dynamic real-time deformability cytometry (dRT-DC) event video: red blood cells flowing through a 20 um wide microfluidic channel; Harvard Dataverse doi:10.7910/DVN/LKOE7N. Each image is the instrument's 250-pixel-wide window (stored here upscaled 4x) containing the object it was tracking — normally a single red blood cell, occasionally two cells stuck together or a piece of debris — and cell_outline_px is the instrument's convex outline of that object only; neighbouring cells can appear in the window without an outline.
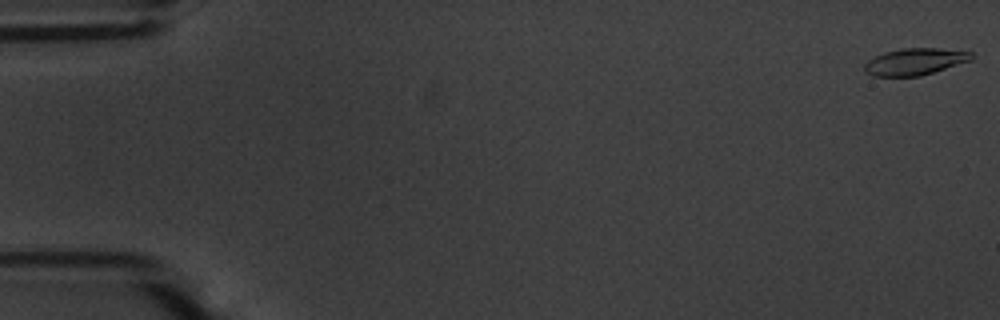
{"species": "common noctule bat (a hibernating species)", "species_latin": "Nyctalus noctula", "temperature_condition": "warm", "stored_images_in_passage": 56, "camera_frame_rate_fps": 3000, "um_per_image_px": 0.085, "animal": {"sex": "male", "body_mass_g": 20.1, "forearm_length_mm": 53.5}, "frame": {"image": 1, "passage_image": 1, "time_ms": 0.0, "image_size_px": [1000, 320], "cell_outline_px": [[976, 56], [972, 60], [920, 76], [872, 76], [864, 72], [864, 64], [868, 60], [884, 52], [904, 48], [936, 48], [972, 52]], "centroid_in_image_um": [77.77, 5.24], "position_along_channel_um": 7.2, "area_um2": 16.7}}
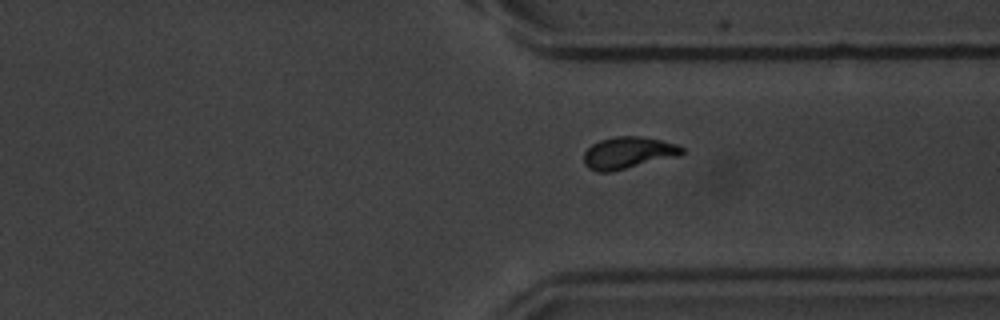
{"frame": {"image": 2, "passage_image": 42, "time_ms": 13.667, "image_size_px": [1000, 320], "cell_outline_px": [[684, 152], [680, 156], [612, 172], [596, 172], [588, 168], [584, 164], [584, 152], [592, 144], [600, 140], [616, 136], [640, 136], [660, 140], [676, 144], [684, 148]], "centroid_in_image_um": [53.39, 13.0], "position_along_channel_um": 358.0, "area_um2": 18.44}}
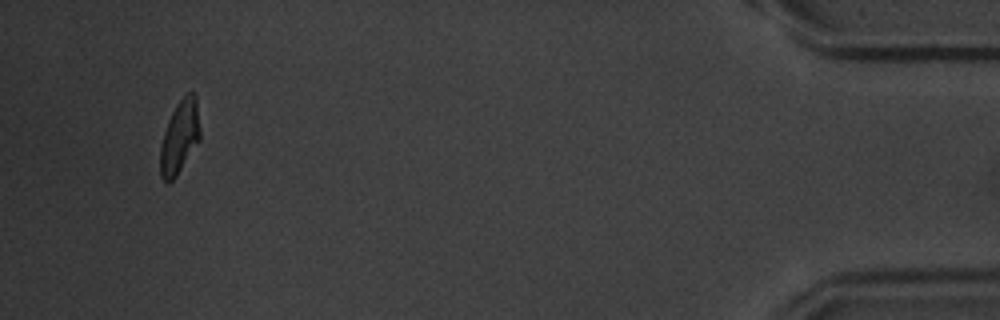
{"frame": {"image": 3, "passage_image": 53, "time_ms": 17.333, "image_size_px": [1000, 320], "cell_outline_px": [[200, 140], [176, 176], [168, 184], [160, 176], [160, 144], [168, 120], [176, 104], [188, 92], [196, 92], [200, 128]], "centroid_in_image_um": [15.28, 11.63], "position_along_channel_um": 419.9, "area_um2": 17.11}, "authors_computed_cell_mechanics": {"area_um2": 17.4556, "velocity_mm_per_s": 3.6766, "shape_relaxation_time_tau1_ms": 2.8319, "shape_relaxation_time_tau2_ms": 1.7484, "deformation_change_tau1": 0.1806, "deformation_change_tau2": 0.0833}}